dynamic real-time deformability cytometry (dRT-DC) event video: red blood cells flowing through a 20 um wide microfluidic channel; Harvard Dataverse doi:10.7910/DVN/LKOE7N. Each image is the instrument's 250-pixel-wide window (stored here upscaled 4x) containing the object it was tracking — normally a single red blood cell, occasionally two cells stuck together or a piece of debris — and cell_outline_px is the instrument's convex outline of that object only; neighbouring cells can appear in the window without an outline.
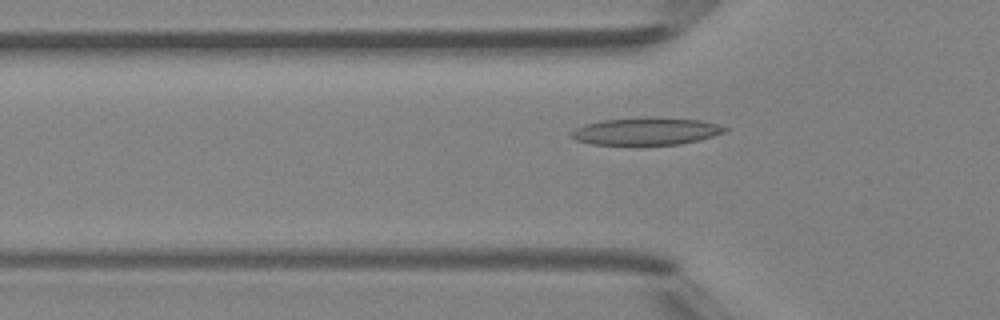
{"species": "Egyptian fruit bat (a non-hibernating species)", "species_latin": "Rousettus aegyptiacus", "temperature_condition": "room temperature", "stored_images_in_passage": 34, "camera_frame_rate_fps": 3000, "um_per_image_px": 0.085, "animal": {"sex": "female"}, "frame": {"image": 1, "passage_image": 2, "time_ms": 0.333, "image_size_px": [1000, 320], "cell_outline_px": [[728, 128], [724, 132], [700, 140], [680, 144], [636, 148], [592, 144], [576, 140], [568, 136], [568, 132], [584, 124], [600, 120], [648, 116], [652, 116], [700, 120], [720, 124]], "centroid_in_image_um": [54.85, 11.19], "position_along_channel_um": 71.0, "area_um2": 26.07}}
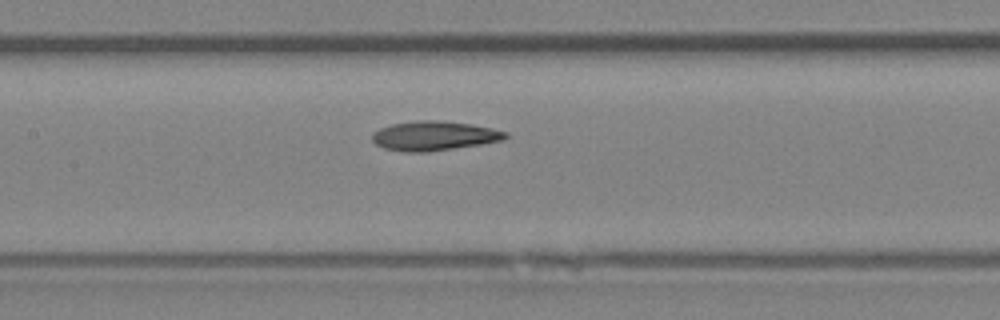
{"frame": {"image": 2, "passage_image": 9, "time_ms": 2.667, "image_size_px": [1000, 320], "cell_outline_px": [[508, 136], [504, 140], [480, 144], [428, 152], [404, 152], [384, 148], [376, 144], [372, 140], [372, 132], [380, 128], [392, 124], [420, 120], [440, 120], [468, 124], [492, 128], [508, 132]], "centroid_in_image_um": [36.89, 11.55], "position_along_channel_um": 170.5, "area_um2": 22.77}}
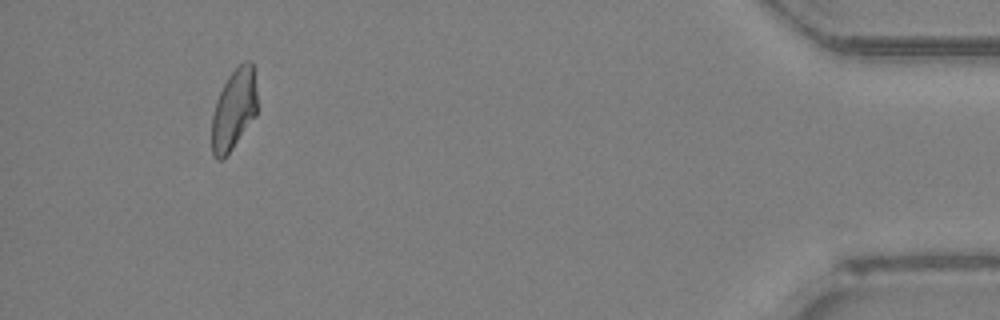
{"frame": {"image": 3, "passage_image": 31, "time_ms": 10.0, "image_size_px": [1000, 320], "cell_outline_px": [[256, 116], [224, 160], [216, 160], [212, 156], [212, 116], [216, 100], [228, 76], [244, 60], [252, 60], [256, 88]], "centroid_in_image_um": [19.87, 9.34], "position_along_channel_um": 415.3, "area_um2": 21.5}, "authors_computed_cell_mechanics": {"area_um2": 22.4264, "velocity_mm_per_s": 4.2705, "shape_relaxation_time_tau1_ms": 6.0702, "shape_relaxation_time_tau2_ms": 4.6202, "deformation_change_tau1": 0.1393, "deformation_change_tau2": 0.1217}}